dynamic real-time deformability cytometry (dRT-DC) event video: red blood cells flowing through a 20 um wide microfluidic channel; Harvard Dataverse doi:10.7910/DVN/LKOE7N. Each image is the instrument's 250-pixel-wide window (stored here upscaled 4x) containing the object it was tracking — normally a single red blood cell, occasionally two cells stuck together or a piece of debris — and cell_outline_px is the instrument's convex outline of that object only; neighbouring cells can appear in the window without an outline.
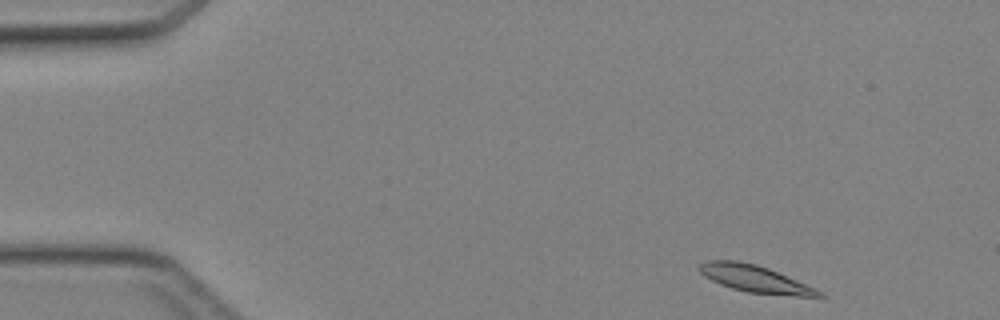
{"species": "Egyptian fruit bat (a non-hibernating species)", "species_latin": "Rousettus aegyptiacus", "temperature_condition": "cold", "stored_images_in_passage": 10, "camera_frame_rate_fps": 3000, "um_per_image_px": 0.085, "animal": {"sex": "female"}, "frame": {"image": 1, "passage_image": 1, "time_ms": 0.0, "image_size_px": [1000, 320], "cell_outline_px": [[828, 296], [796, 296], [748, 292], [732, 288], [720, 284], [704, 276], [700, 272], [700, 264], [704, 260], [736, 260], [756, 264], [768, 268], [816, 288], [824, 292]], "centroid_in_image_um": [64.19, 23.7], "position_along_channel_um": 20.8, "area_um2": 18.73}}